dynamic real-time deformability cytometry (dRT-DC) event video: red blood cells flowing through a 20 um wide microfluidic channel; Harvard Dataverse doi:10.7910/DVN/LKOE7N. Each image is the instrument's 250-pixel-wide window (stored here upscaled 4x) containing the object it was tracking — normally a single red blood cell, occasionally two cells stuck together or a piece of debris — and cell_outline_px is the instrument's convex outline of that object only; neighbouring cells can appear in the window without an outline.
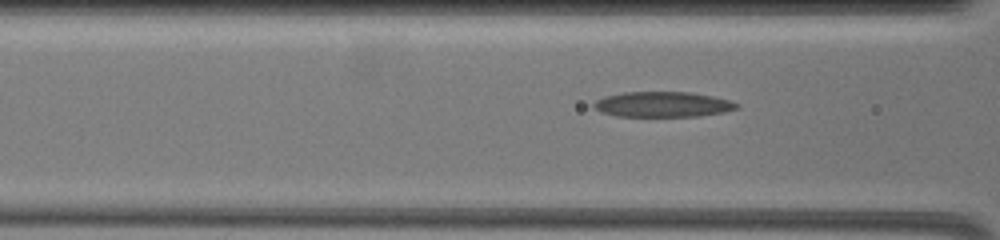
{"species": "common noctule bat (a hibernating species)", "species_latin": "Nyctalus noctula", "temperature_condition": "warm", "stored_images_in_passage": 9, "camera_frame_rate_fps": 3000, "um_per_image_px": 0.085, "animal": {"sex": "female", "body_mass_g": 19.5, "forearm_length_mm": 54.1}, "frame": {"image": 1, "passage_image": 4, "time_ms": 1.333, "image_size_px": [1000, 240], "cell_outline_px": [[740, 108], [724, 112], [696, 116], [616, 116], [600, 112], [592, 104], [596, 100], [604, 96], [624, 92], [688, 92], [712, 96], [728, 100], [740, 104]], "centroid_in_image_um": [56.33, 8.87], "position_along_channel_um": 110.3, "area_um2": 21.04}}
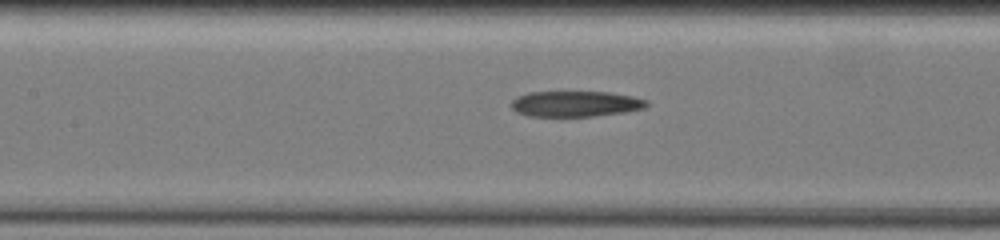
{"frame": {"image": 2, "passage_image": 7, "time_ms": 2.667, "image_size_px": [1000, 240], "cell_outline_px": [[648, 104], [644, 108], [624, 112], [592, 116], [528, 116], [516, 112], [512, 108], [512, 100], [516, 96], [528, 92], [608, 92], [632, 96], [648, 100]], "centroid_in_image_um": [48.9, 8.82], "position_along_channel_um": 158.5, "area_um2": 20.23}}